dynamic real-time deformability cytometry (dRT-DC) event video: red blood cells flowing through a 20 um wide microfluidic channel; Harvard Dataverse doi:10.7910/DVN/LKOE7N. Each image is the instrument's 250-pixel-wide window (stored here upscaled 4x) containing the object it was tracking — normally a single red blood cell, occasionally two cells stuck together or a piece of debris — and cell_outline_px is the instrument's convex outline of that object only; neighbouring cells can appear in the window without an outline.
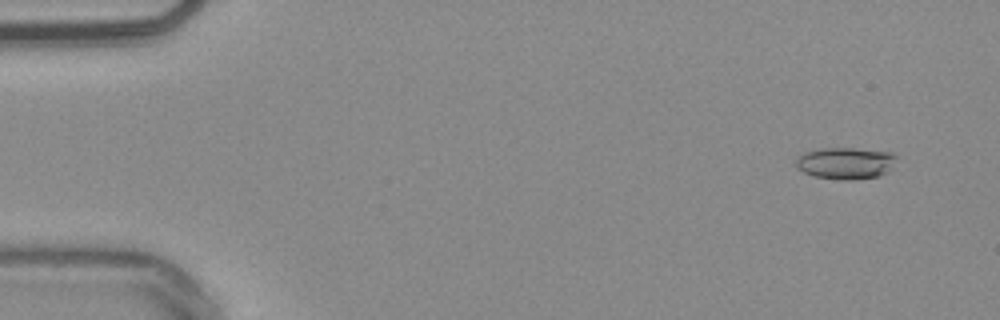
{"species": "common noctule bat (a hibernating species)", "species_latin": "Nyctalus noctula", "temperature_condition": "warm", "stored_images_in_passage": 54, "camera_frame_rate_fps": 3000, "um_per_image_px": 0.085, "animal": {"sex": "male", "body_mass_g": 20.4}, "frame": {"image": 1, "passage_image": 4, "time_ms": 1.0, "image_size_px": [1000, 320], "cell_outline_px": [[896, 156], [888, 172], [880, 176], [852, 180], [844, 180], [812, 176], [796, 168], [796, 160], [804, 152], [820, 148], [852, 148], [888, 152]], "centroid_in_image_um": [71.83, 13.88], "position_along_channel_um": 13.2, "area_um2": 18.5}}
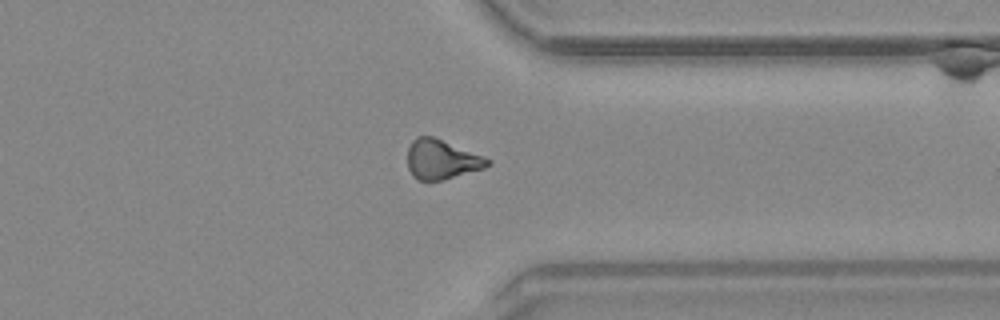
{"frame": {"image": 2, "passage_image": 42, "time_ms": 13.667, "image_size_px": [1000, 320], "cell_outline_px": [[492, 164], [484, 168], [444, 180], [416, 180], [412, 176], [408, 168], [408, 148], [412, 140], [416, 136], [432, 136], [484, 156], [492, 160]], "centroid_in_image_um": [37.54, 13.56], "position_along_channel_um": 373.9, "area_um2": 18.55}}
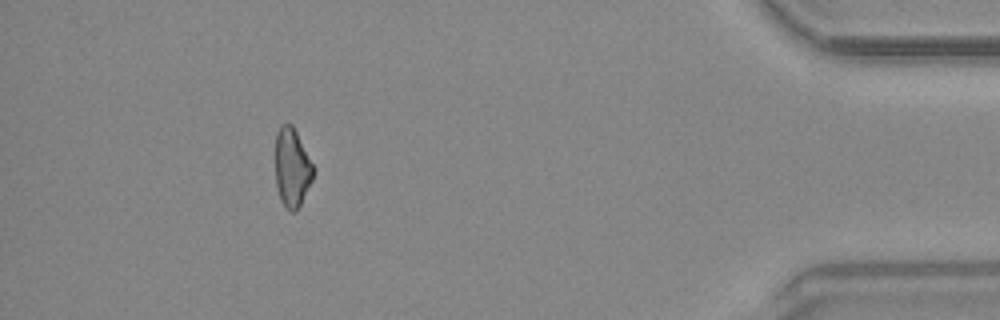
{"frame": {"image": 3, "passage_image": 49, "time_ms": 16.0, "image_size_px": [1000, 320], "cell_outline_px": [[316, 168], [312, 180], [296, 212], [292, 212], [284, 208], [280, 200], [276, 184], [276, 132], [280, 124], [292, 124]], "centroid_in_image_um": [24.83, 14.25], "position_along_channel_um": 410.4, "area_um2": 17.63}, "authors_computed_cell_mechanics": {"area_um2": 18.5538, "velocity_mm_per_s": 3.8397, "shape_relaxation_time_tau1_ms": 7.1243, "shape_relaxation_time_tau2_ms": null, "deformation_change_tau1": 0.1579, "deformation_change_tau2": null}}